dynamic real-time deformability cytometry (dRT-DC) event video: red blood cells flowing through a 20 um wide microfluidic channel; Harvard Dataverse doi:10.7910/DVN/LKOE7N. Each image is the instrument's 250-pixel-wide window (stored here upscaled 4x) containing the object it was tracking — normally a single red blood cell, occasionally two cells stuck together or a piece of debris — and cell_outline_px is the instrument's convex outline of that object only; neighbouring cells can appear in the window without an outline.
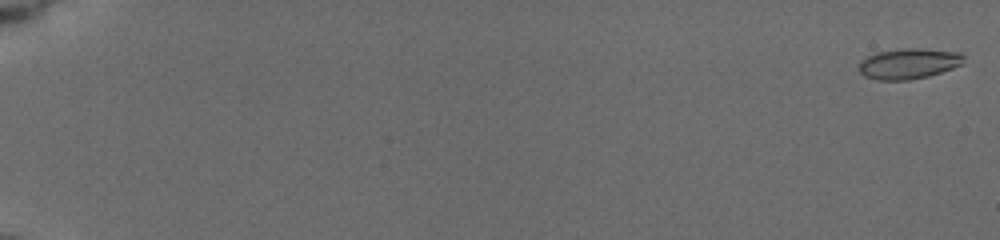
{"species": "common noctule bat (a hibernating species)", "species_latin": "Nyctalus noctula", "temperature_condition": "cold", "stored_images_in_passage": 7, "camera_frame_rate_fps": 3000, "um_per_image_px": 0.085, "animal": {"sex": "female", "body_mass_g": 19.5, "forearm_length_mm": 54.1}, "frame": {"image": 1, "passage_image": 3, "time_ms": 0.333, "image_size_px": [1000, 240], "cell_outline_px": [[964, 56], [960, 64], [952, 68], [928, 76], [908, 80], [876, 80], [864, 76], [860, 72], [860, 60], [876, 52], [912, 48], [920, 48], [960, 52]], "centroid_in_image_um": [77.21, 5.41], "position_along_channel_um": 7.8, "area_um2": 18.44}}